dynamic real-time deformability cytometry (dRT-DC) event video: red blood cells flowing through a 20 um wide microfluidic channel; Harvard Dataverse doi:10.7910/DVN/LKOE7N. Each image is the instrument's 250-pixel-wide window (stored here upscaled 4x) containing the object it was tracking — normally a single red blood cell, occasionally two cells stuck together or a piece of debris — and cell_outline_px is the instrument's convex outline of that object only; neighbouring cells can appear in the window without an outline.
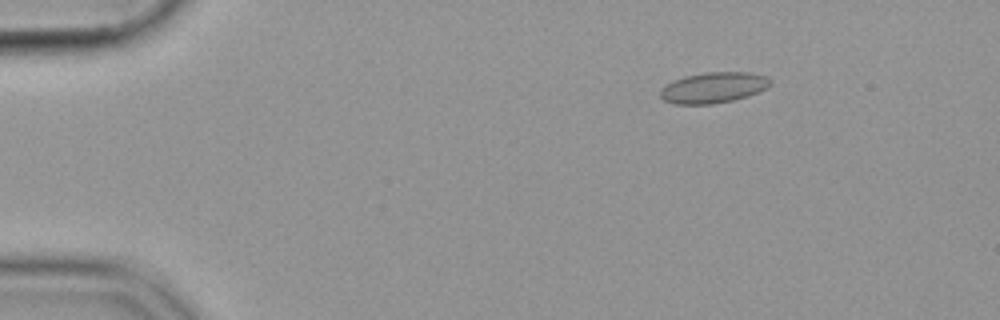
{"species": "common noctule bat (a hibernating species)", "species_latin": "Nyctalus noctula", "temperature_condition": "cold", "stored_images_in_passage": 56, "camera_frame_rate_fps": 3000, "um_per_image_px": 0.085, "animal": {"sex": "female", "body_mass_g": 19.9}, "frame": {"image": 1, "passage_image": 9, "time_ms": 2.667, "image_size_px": [1000, 320], "cell_outline_px": [[772, 84], [768, 88], [748, 96], [732, 100], [712, 104], [676, 104], [664, 100], [660, 96], [660, 88], [664, 84], [672, 80], [684, 76], [704, 72], [748, 72], [764, 76], [772, 80]], "centroid_in_image_um": [60.62, 7.44], "position_along_channel_um": 24.4, "area_um2": 19.94}}
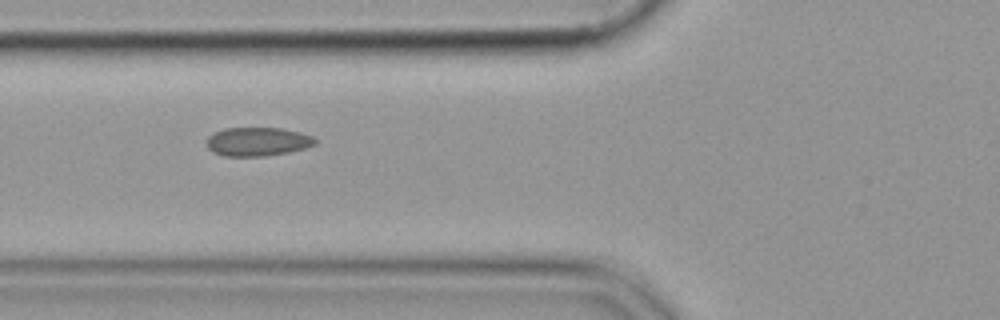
{"frame": {"image": 2, "passage_image": 22, "time_ms": 7.0, "image_size_px": [1000, 320], "cell_outline_px": [[316, 144], [304, 148], [288, 152], [264, 156], [224, 156], [212, 152], [208, 148], [208, 136], [212, 132], [224, 128], [280, 128], [300, 132], [312, 136], [316, 140]], "centroid_in_image_um": [21.87, 12.03], "position_along_channel_um": 103.9, "area_um2": 18.15}}
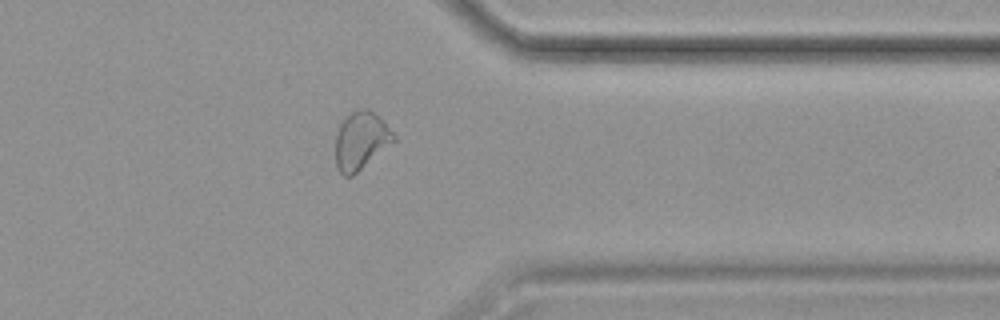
{"frame": {"image": 3, "passage_image": 45, "time_ms": 14.667, "image_size_px": [1000, 320], "cell_outline_px": [[396, 140], [352, 176], [344, 176], [340, 172], [336, 164], [336, 132], [344, 116], [360, 108], [368, 108], [384, 120], [396, 136]], "centroid_in_image_um": [30.68, 11.92], "position_along_channel_um": 380.7, "area_um2": 19.65}}